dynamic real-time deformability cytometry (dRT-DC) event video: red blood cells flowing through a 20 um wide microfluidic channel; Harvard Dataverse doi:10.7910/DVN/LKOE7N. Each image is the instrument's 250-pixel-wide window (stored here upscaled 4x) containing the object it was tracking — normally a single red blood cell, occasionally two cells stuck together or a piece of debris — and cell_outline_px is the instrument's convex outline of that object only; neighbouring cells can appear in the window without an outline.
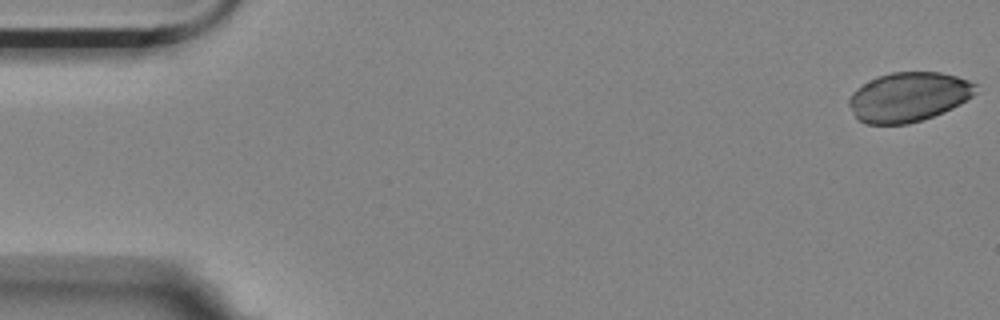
{"species": "Egyptian fruit bat (a non-hibernating species)", "species_latin": "Rousettus aegyptiacus", "temperature_condition": "room temperature", "stored_images_in_passage": 53, "camera_frame_rate_fps": 3000, "um_per_image_px": 0.085, "animal": {"sex": "female"}, "frame": {"image": 1, "passage_image": 1, "time_ms": 0.0, "image_size_px": [1000, 320], "cell_outline_px": [[976, 92], [972, 96], [960, 104], [952, 108], [932, 116], [908, 124], [864, 124], [856, 116], [848, 104], [848, 100], [852, 92], [856, 88], [876, 76], [892, 72], [940, 72], [956, 76], [968, 80], [976, 84]], "centroid_in_image_um": [77.21, 8.23], "position_along_channel_um": 7.8, "area_um2": 36.41}}